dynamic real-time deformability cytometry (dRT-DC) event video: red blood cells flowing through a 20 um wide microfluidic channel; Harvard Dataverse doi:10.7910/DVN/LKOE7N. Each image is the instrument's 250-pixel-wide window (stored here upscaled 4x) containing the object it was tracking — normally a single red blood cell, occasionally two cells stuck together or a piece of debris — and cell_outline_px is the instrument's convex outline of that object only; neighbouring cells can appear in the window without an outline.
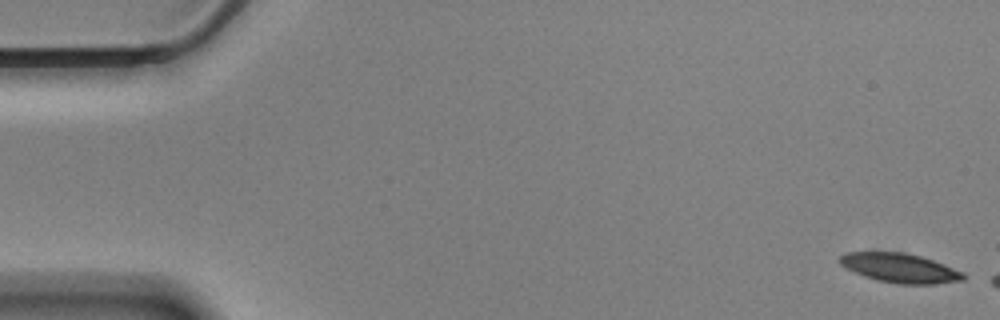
{"species": "Egyptian fruit bat (a non-hibernating species)", "species_latin": "Rousettus aegyptiacus", "temperature_condition": "cold", "stored_images_in_passage": 8, "camera_frame_rate_fps": 3000, "um_per_image_px": 0.085, "animal": {"sex": "male"}, "frame": {"image": 1, "passage_image": 1, "time_ms": 0.0, "image_size_px": [1000, 320], "cell_outline_px": [[968, 276], [964, 280], [936, 284], [896, 284], [876, 280], [864, 276], [844, 268], [840, 264], [840, 256], [844, 252], [904, 252], [920, 256], [944, 264], [964, 272]], "centroid_in_image_um": [76.51, 22.79], "position_along_channel_um": 8.5, "area_um2": 21.33}}